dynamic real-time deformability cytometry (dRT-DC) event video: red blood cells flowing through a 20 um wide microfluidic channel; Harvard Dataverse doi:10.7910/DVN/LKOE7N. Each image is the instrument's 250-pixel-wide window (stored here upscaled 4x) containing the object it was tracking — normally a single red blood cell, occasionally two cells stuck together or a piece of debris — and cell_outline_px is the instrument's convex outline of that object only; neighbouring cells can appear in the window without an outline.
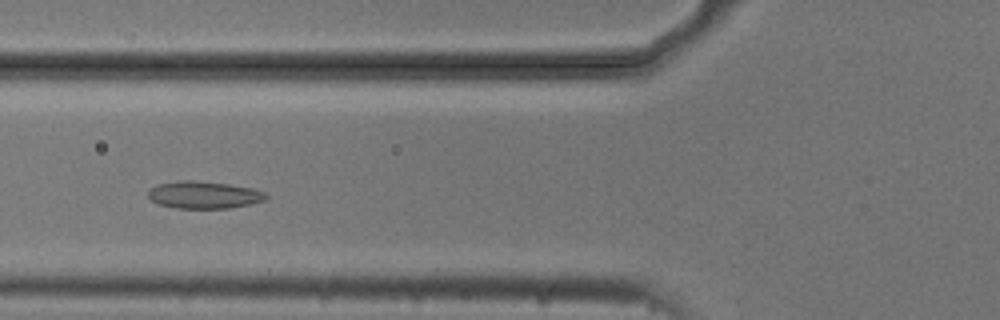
{"species": "common noctule bat (a hibernating species)", "species_latin": "Nyctalus noctula", "temperature_condition": "cold", "stored_images_in_passage": 51, "camera_frame_rate_fps": 3000, "um_per_image_px": 0.085, "animal": {"sex": "male", "body_mass_g": 20.5, "forearm_length_mm": 52.5}, "frame": {"image": 1, "passage_image": 17, "time_ms": 5.333, "image_size_px": [1000, 320], "cell_outline_px": [[268, 196], [264, 200], [248, 204], [228, 208], [176, 208], [160, 204], [152, 200], [148, 196], [148, 188], [156, 184], [180, 180], [196, 180], [228, 184], [252, 188], [264, 192]], "centroid_in_image_um": [17.28, 16.55], "position_along_channel_um": 108.5, "area_um2": 18.67}}
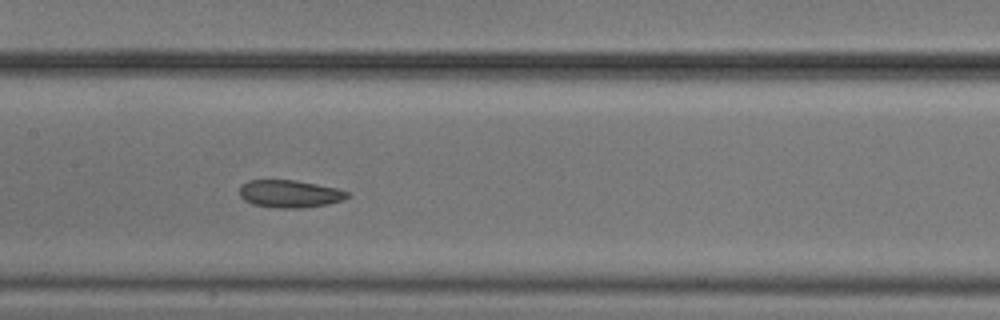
{"frame": {"image": 2, "passage_image": 23, "time_ms": 7.333, "image_size_px": [1000, 320], "cell_outline_px": [[352, 196], [344, 200], [328, 204], [296, 208], [276, 208], [252, 204], [244, 200], [240, 196], [240, 188], [248, 180], [296, 180], [336, 188], [348, 192]], "centroid_in_image_um": [24.65, 16.48], "position_along_channel_um": 182.8, "area_um2": 17.28}}
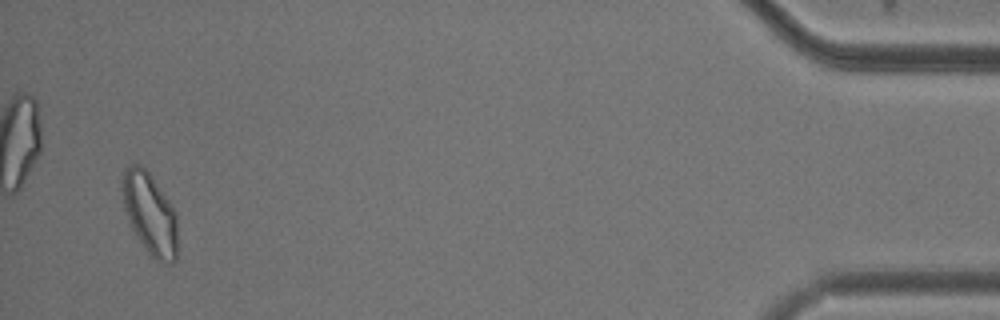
{"frame": {"image": 3, "passage_image": 49, "time_ms": 16.0, "image_size_px": [1000, 320], "cell_outline_px": [[176, 260], [172, 264], [168, 264], [156, 260], [144, 248], [136, 236], [128, 220], [124, 208], [120, 188], [120, 180], [124, 168], [128, 164], [140, 164], [152, 176], [176, 212]], "centroid_in_image_um": [12.69, 18.12], "position_along_channel_um": 422.5, "area_um2": 26.59}, "authors_computed_cell_mechanics": {"area_um2": 19.5364, "velocity_mm_per_s": 3.6932, "shape_relaxation_time_tau1_ms": 3.977, "shape_relaxation_time_tau2_ms": 3.0178, "deformation_change_tau1": 0.1027, "deformation_change_tau2": 0.0873}}